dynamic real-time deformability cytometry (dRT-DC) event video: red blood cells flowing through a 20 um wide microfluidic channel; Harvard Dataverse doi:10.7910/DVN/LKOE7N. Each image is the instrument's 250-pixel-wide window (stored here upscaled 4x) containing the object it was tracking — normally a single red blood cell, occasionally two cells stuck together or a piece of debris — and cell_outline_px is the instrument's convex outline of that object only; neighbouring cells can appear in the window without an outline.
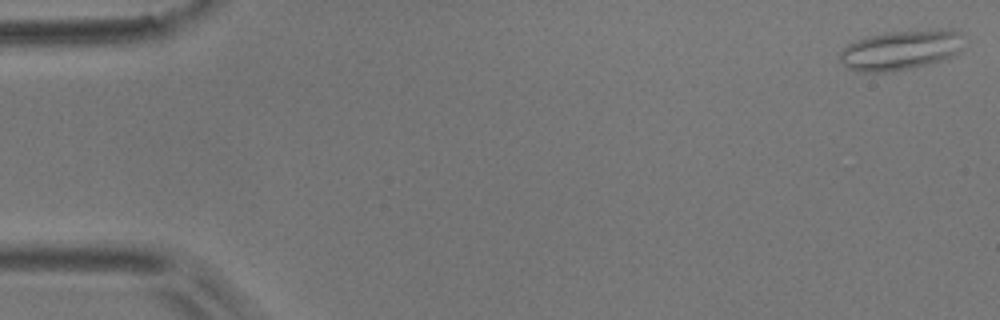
{"species": "common noctule bat (a hibernating species)", "species_latin": "Nyctalus noctula", "temperature_condition": "room temperature", "stored_images_in_passage": 6, "camera_frame_rate_fps": 3000, "um_per_image_px": 0.085, "animal": {"sex": "male", "body_mass_g": 17.9}, "frame": {"image": 1, "passage_image": 1, "time_ms": 0.0, "image_size_px": [1000, 320], "cell_outline_px": [[964, 32], [960, 52], [956, 56], [892, 72], [860, 72], [844, 68], [840, 60], [840, 52], [848, 44], [856, 40], [868, 36], [888, 32], [936, 28], [952, 28]], "centroid_in_image_um": [76.6, 4.23], "position_along_channel_um": 8.4, "area_um2": 29.3}}